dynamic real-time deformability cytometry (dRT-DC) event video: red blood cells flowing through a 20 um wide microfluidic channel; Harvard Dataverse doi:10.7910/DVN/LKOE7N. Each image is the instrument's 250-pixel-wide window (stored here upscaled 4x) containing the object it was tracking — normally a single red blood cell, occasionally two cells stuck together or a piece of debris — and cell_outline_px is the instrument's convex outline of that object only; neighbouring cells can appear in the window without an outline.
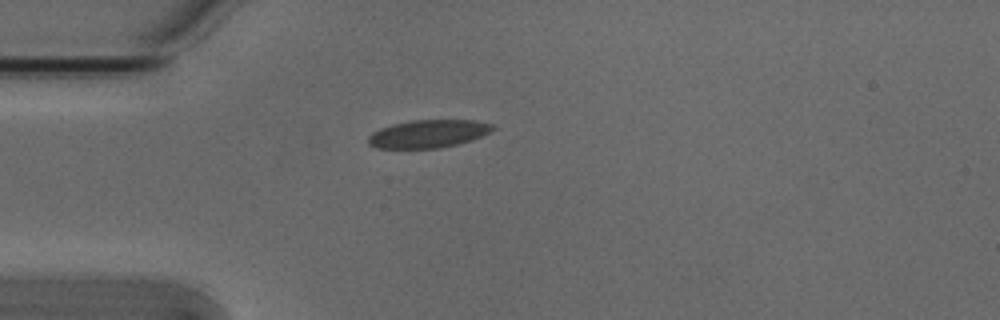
{"species": "Egyptian fruit bat (a non-hibernating species)", "species_latin": "Rousettus aegyptiacus", "temperature_condition": "cold", "stored_images_in_passage": 1, "camera_frame_rate_fps": 3000, "um_per_image_px": 0.085, "animal": {"sex": "male"}, "frame": {"image": 1, "passage_image": 1, "time_ms": 0.0, "image_size_px": [1000, 320], "cell_outline_px": [[496, 128], [472, 140], [440, 148], [376, 148], [368, 144], [368, 136], [372, 132], [380, 128], [392, 124], [412, 120], [472, 120], [492, 124]], "centroid_in_image_um": [36.36, 11.37], "position_along_channel_um": 48.6, "area_um2": 20.17}}